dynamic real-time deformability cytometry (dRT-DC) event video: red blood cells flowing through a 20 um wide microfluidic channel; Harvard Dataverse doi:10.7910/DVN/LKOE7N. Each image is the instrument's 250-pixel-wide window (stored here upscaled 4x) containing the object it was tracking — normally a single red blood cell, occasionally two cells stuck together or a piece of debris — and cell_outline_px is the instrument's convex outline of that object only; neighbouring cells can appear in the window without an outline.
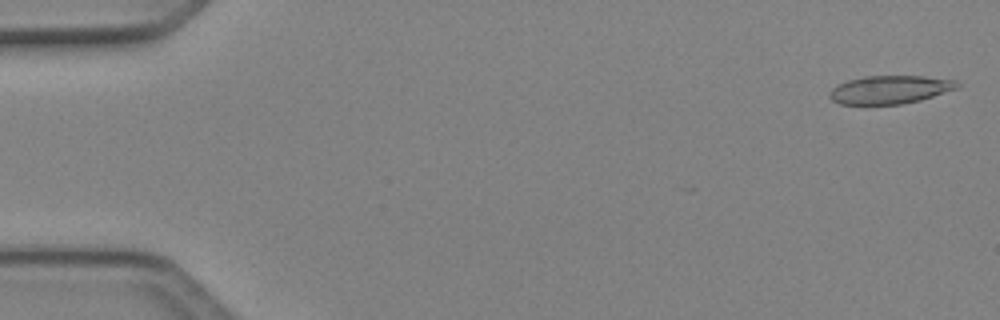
{"species": "Egyptian fruit bat (a non-hibernating species)", "species_latin": "Rousettus aegyptiacus", "temperature_condition": "cold", "stored_images_in_passage": 7, "camera_frame_rate_fps": 3000, "um_per_image_px": 0.085, "animal": {"sex": "female"}, "frame": {"image": 1, "passage_image": 1, "time_ms": 0.0, "image_size_px": [1000, 320], "cell_outline_px": [[960, 88], [920, 100], [900, 104], [840, 104], [832, 100], [828, 96], [828, 92], [836, 84], [848, 80], [864, 76], [924, 76], [956, 80], [960, 84]], "centroid_in_image_um": [75.64, 7.61], "position_along_channel_um": 9.4, "area_um2": 21.15}}
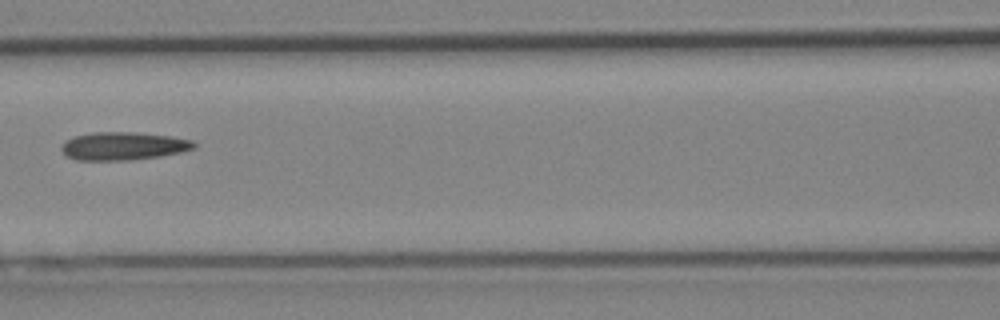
{"frame": {"image": 2, "passage_image": 6, "time_ms": 1.667, "image_size_px": [1000, 320], "cell_outline_px": [[196, 148], [180, 152], [160, 156], [128, 160], [76, 160], [68, 156], [60, 148], [64, 140], [76, 136], [92, 132], [136, 132], [172, 136], [192, 140], [196, 144]], "centroid_in_image_um": [10.49, 12.4], "position_along_channel_um": 156.1, "area_um2": 21.68}}
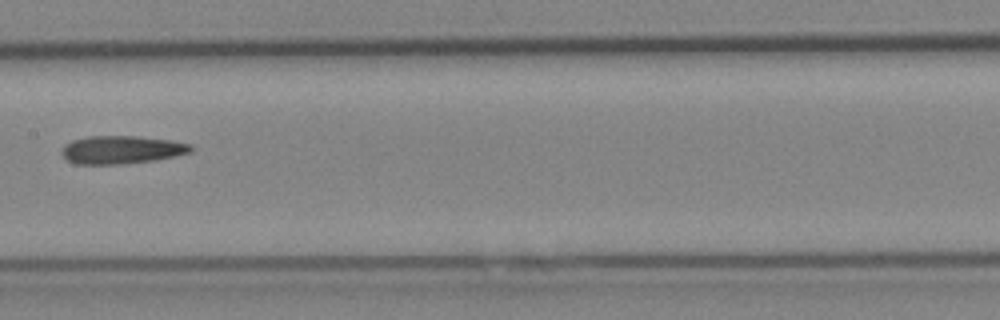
{"frame": {"image": 3, "passage_image": 7, "time_ms": 2.0, "image_size_px": [1000, 320], "cell_outline_px": [[192, 152], [176, 156], [156, 160], [116, 164], [76, 164], [68, 160], [60, 152], [64, 144], [72, 140], [88, 136], [136, 136], [172, 140], [192, 144]], "centroid_in_image_um": [10.35, 12.72], "position_along_channel_um": 197.1, "area_um2": 21.21}}